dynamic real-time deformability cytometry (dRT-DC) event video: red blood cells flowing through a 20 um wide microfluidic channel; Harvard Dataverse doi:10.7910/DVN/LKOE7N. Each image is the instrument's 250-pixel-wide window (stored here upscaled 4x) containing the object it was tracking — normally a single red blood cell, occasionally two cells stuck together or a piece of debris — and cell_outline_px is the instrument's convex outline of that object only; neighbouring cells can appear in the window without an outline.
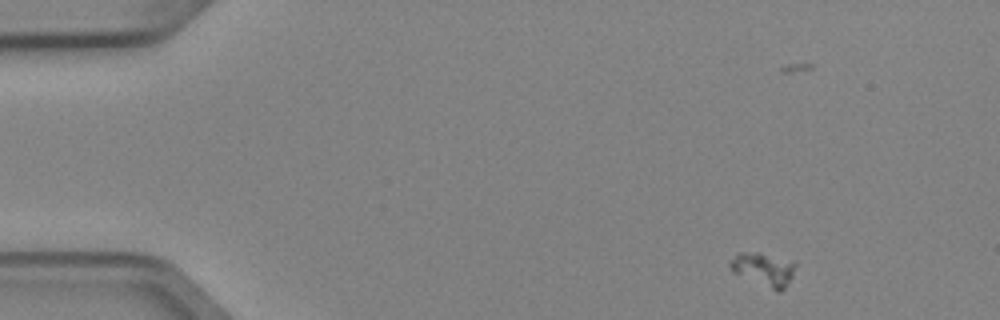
{"species": "Egyptian fruit bat (a non-hibernating species)", "species_latin": "Rousettus aegyptiacus", "temperature_condition": "cold", "stored_images_in_passage": 3, "camera_frame_rate_fps": 3000, "um_per_image_px": 0.085, "animal": {"sex": "female"}, "frame": {"image": 1, "passage_image": 1, "time_ms": 0.0, "image_size_px": [1000, 320], "cell_outline_px": [[796, 264], [792, 276], [784, 288], [780, 292], [776, 292], [732, 272], [728, 264], [736, 252], [760, 252], [796, 260]], "centroid_in_image_um": [64.91, 22.87], "position_along_channel_um": 20.1, "area_um2": 13.12}}
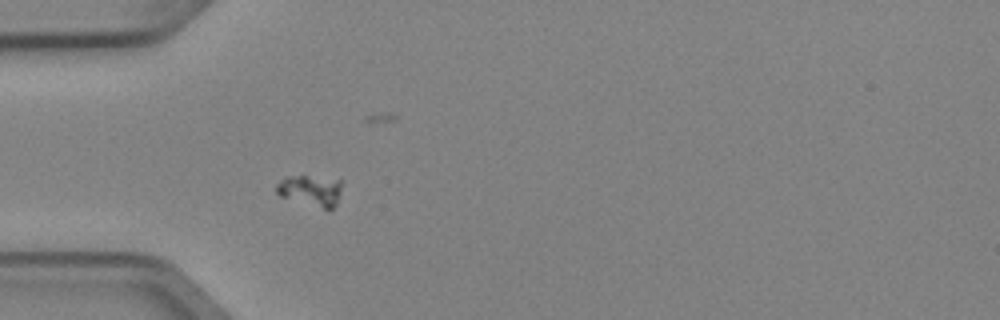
{"frame": {"image": 2, "passage_image": 3, "time_ms": 0.667, "image_size_px": [1000, 320], "cell_outline_px": [[344, 180], [336, 204], [332, 208], [324, 208], [280, 196], [276, 192], [276, 184], [284, 176], [308, 176]], "centroid_in_image_um": [26.41, 16.16], "position_along_channel_um": 58.6, "area_um2": 11.68}}